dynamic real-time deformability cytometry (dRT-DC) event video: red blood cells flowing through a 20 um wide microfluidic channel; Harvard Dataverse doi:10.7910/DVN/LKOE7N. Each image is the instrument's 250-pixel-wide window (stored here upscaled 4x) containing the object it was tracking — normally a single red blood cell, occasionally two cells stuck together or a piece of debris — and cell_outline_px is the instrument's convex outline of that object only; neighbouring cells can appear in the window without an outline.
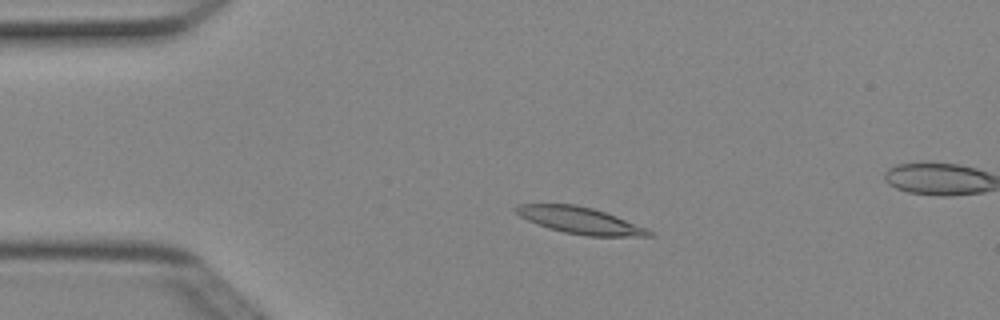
{"species": "Egyptian fruit bat (a non-hibernating species)", "species_latin": "Rousettus aegyptiacus", "temperature_condition": "cold", "stored_images_in_passage": 4, "segment_of_instrument_passage": [1, 2], "camera_frame_rate_fps": 3000, "um_per_image_px": 0.085, "animal": {"sex": "female"}, "frame": {"image": 1, "passage_image": 2, "time_ms": 0.333, "image_size_px": [1000, 320], "cell_outline_px": [[656, 232], [652, 236], [588, 236], [564, 232], [548, 228], [528, 220], [520, 216], [512, 208], [516, 204], [576, 204], [592, 208], [616, 216], [648, 228]], "centroid_in_image_um": [49.32, 18.73], "position_along_channel_um": 35.7, "area_um2": 20.69}}